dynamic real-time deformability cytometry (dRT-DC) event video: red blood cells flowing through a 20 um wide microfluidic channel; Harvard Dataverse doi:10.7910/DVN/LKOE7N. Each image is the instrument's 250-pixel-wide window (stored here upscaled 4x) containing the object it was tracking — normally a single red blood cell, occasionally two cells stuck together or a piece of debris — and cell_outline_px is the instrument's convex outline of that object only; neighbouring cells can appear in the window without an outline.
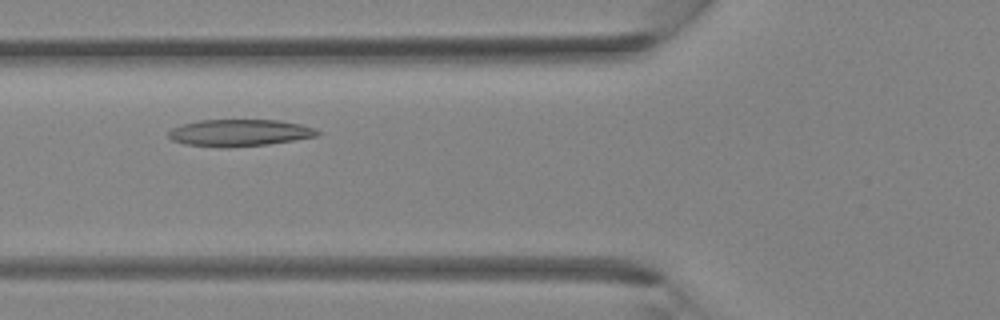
{"species": "Egyptian fruit bat (a non-hibernating species)", "species_latin": "Rousettus aegyptiacus", "temperature_condition": "room temperature", "stored_images_in_passage": 32, "camera_frame_rate_fps": 3000, "um_per_image_px": 0.085, "animal": {"sex": "female"}, "frame": {"image": 1, "passage_image": 9, "time_ms": 2.667, "image_size_px": [1000, 320], "cell_outline_px": [[320, 132], [316, 136], [268, 144], [228, 148], [224, 148], [184, 144], [172, 140], [168, 136], [168, 132], [172, 128], [180, 124], [200, 120], [280, 120], [300, 124], [316, 128]], "centroid_in_image_um": [20.32, 11.29], "position_along_channel_um": 105.5, "area_um2": 23.41}}
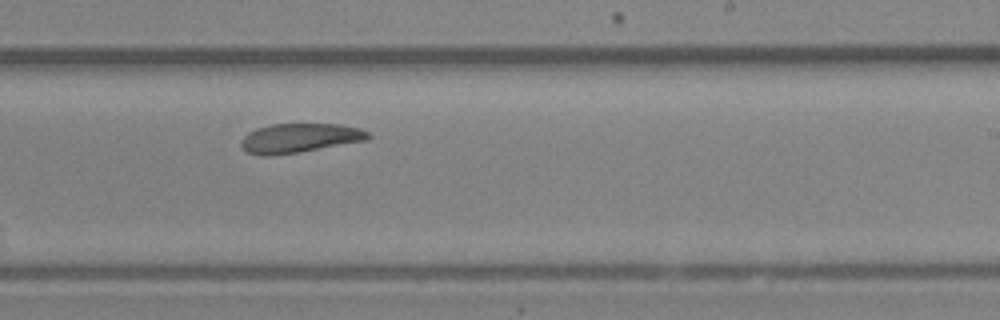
{"frame": {"image": 2, "passage_image": 18, "time_ms": 5.667, "image_size_px": [1000, 320], "cell_outline_px": [[372, 136], [368, 140], [296, 152], [268, 156], [260, 156], [248, 152], [240, 144], [240, 140], [248, 132], [256, 128], [272, 124], [340, 124], [360, 128], [368, 132]], "centroid_in_image_um": [25.46, 11.72], "position_along_channel_um": 263.5, "area_um2": 21.56}}
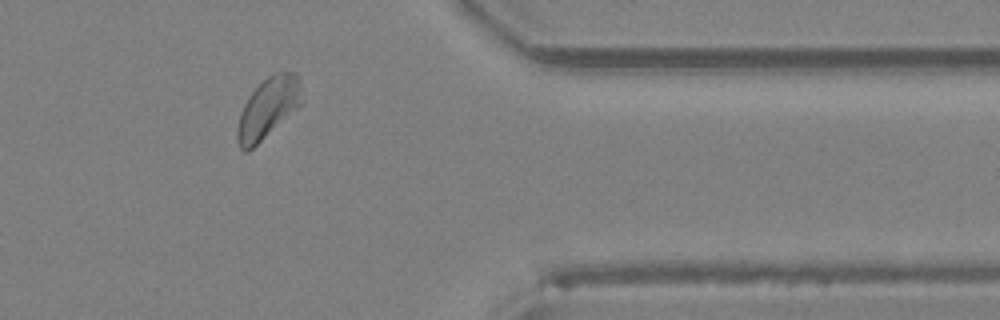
{"frame": {"image": 3, "passage_image": 26, "time_ms": 8.333, "image_size_px": [1000, 320], "cell_outline_px": [[304, 100], [296, 108], [248, 152], [244, 152], [240, 148], [236, 140], [236, 132], [240, 112], [248, 96], [272, 72], [284, 68], [296, 72], [300, 80]], "centroid_in_image_um": [22.8, 9.11], "position_along_channel_um": 388.6, "area_um2": 22.95}}